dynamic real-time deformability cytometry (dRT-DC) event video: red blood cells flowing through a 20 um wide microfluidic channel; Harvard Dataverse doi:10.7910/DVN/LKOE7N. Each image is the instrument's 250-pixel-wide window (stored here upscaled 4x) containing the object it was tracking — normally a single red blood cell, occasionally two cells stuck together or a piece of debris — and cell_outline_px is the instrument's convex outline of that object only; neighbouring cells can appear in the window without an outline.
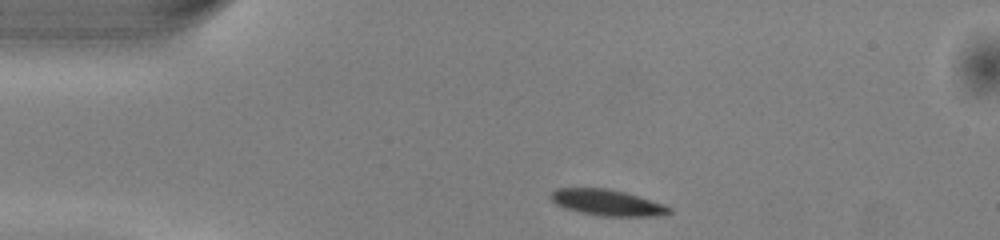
{"species": "common noctule bat (a hibernating species)", "species_latin": "Nyctalus noctula", "temperature_condition": "warm", "stored_images_in_passage": 39, "camera_frame_rate_fps": 3000, "um_per_image_px": 0.085, "animal": {"sex": "male", "body_mass_g": 13.0, "forearm_length_mm": 53.1}, "frame": {"image": 1, "passage_image": 1, "time_ms": 0.0, "image_size_px": [1000, 240], "cell_outline_px": [[672, 212], [652, 216], [604, 216], [580, 212], [564, 208], [556, 204], [548, 196], [556, 188], [608, 188], [624, 192], [664, 204], [672, 208]], "centroid_in_image_um": [51.58, 17.21], "position_along_channel_um": 33.4, "area_um2": 17.86}}
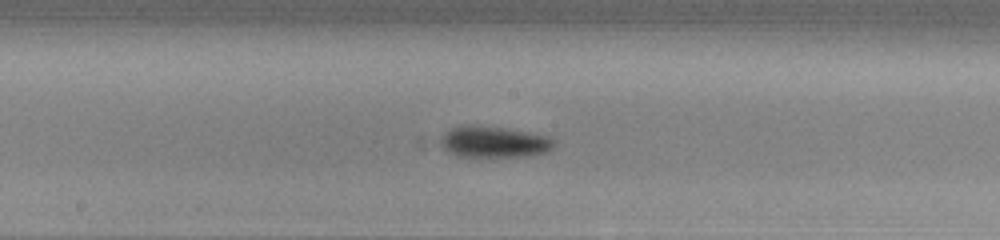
{"frame": {"image": 2, "passage_image": 17, "time_ms": 5.333, "image_size_px": [1000, 240], "cell_outline_px": [[556, 144], [548, 152], [528, 156], [456, 156], [448, 152], [440, 144], [440, 136], [444, 132], [460, 124], [472, 124], [504, 128], [528, 132], [548, 136], [556, 140]], "centroid_in_image_um": [41.97, 12.05], "position_along_channel_um": 206.2, "area_um2": 20.98}}
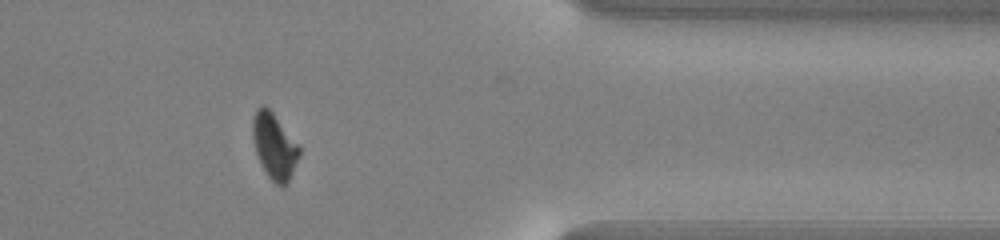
{"frame": {"image": 3, "passage_image": 32, "time_ms": 10.333, "image_size_px": [1000, 240], "cell_outline_px": [[300, 156], [288, 180], [284, 184], [276, 184], [268, 176], [256, 152], [252, 136], [252, 116], [256, 108], [264, 104], [272, 112], [300, 144]], "centroid_in_image_um": [23.32, 12.35], "position_along_channel_um": 388.1, "area_um2": 17.74}, "authors_computed_cell_mechanics": {"area_um2": 19.2474, "velocity_mm_per_s": 4.0505, "shape_relaxation_time_tau1_ms": 2.2851, "shape_relaxation_time_tau2_ms": null, "deformation_change_tau1": 0.1256, "deformation_change_tau2": null}}